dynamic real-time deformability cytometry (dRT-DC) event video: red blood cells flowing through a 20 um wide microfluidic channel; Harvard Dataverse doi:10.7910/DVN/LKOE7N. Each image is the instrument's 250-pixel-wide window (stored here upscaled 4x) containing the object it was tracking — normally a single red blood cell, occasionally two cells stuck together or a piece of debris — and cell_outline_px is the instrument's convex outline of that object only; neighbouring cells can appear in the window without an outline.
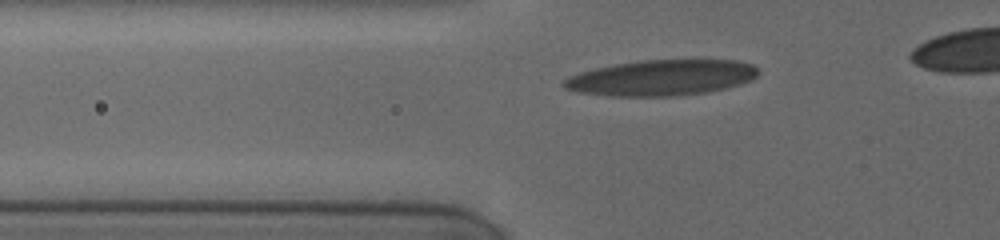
{"species": "human", "species_latin": "Homo sapiens", "temperature_condition": "cold", "stored_images_in_passage": 8, "camera_frame_rate_fps": 3000, "um_per_image_px": 0.085, "donor": {"sex": "female"}, "frame": {"image": 1, "passage_image": 4, "time_ms": 2.0, "image_size_px": [1000, 240], "cell_outline_px": [[760, 72], [752, 80], [740, 84], [724, 88], [704, 92], [668, 96], [612, 96], [576, 92], [564, 88], [560, 84], [560, 80], [568, 76], [580, 72], [596, 68], [616, 64], [640, 60], [736, 60], [752, 64]], "centroid_in_image_um": [56.17, 6.6], "position_along_channel_um": 69.6, "area_um2": 40.46}}
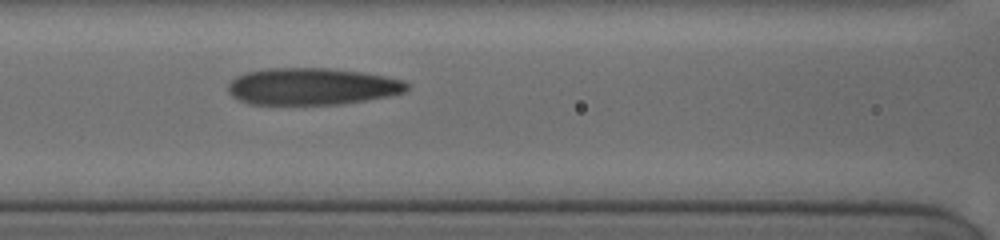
{"frame": {"image": 2, "passage_image": 7, "time_ms": 4.0, "image_size_px": [1000, 240], "cell_outline_px": [[412, 84], [408, 92], [388, 96], [340, 104], [252, 104], [240, 100], [232, 96], [228, 92], [228, 84], [236, 76], [244, 72], [264, 68], [328, 68], [360, 72], [384, 76], [404, 80]], "centroid_in_image_um": [26.54, 7.34], "position_along_channel_um": 140.1, "area_um2": 38.67}}
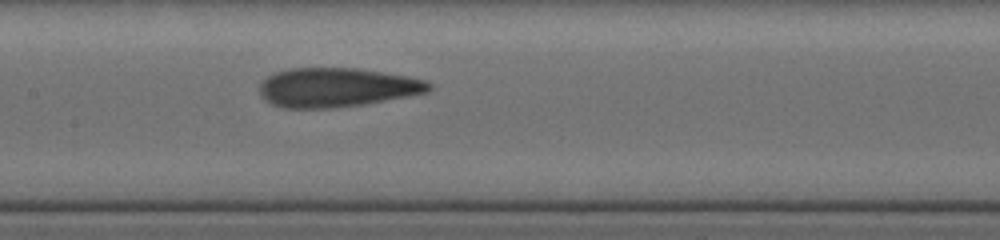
{"frame": {"image": 3, "passage_image": 8, "time_ms": 5.0, "image_size_px": [1000, 240], "cell_outline_px": [[432, 88], [428, 92], [408, 96], [360, 104], [328, 108], [284, 108], [272, 104], [264, 100], [260, 96], [260, 84], [268, 76], [276, 72], [292, 68], [356, 68], [404, 76], [424, 80], [432, 84]], "centroid_in_image_um": [28.59, 7.43], "position_along_channel_um": 178.8, "area_um2": 38.21}}